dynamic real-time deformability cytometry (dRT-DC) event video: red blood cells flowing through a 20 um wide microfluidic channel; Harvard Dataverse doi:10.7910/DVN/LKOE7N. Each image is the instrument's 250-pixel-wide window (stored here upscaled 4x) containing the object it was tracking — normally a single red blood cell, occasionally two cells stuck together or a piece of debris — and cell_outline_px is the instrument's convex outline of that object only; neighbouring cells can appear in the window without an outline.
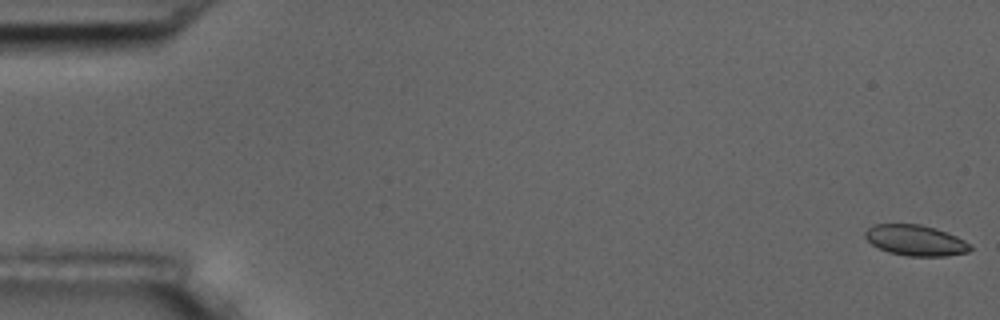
{"species": "common noctule bat (a hibernating species)", "species_latin": "Nyctalus noctula", "temperature_condition": "room temperature", "stored_images_in_passage": 5, "camera_frame_rate_fps": 3000, "um_per_image_px": 0.085, "animal": {"sex": "male", "body_mass_g": 17.5, "forearm_length_mm": 52.3}, "frame": {"image": 1, "passage_image": 1, "time_ms": 0.0, "image_size_px": [1000, 320], "cell_outline_px": [[972, 248], [968, 252], [944, 256], [908, 256], [888, 252], [872, 244], [864, 236], [864, 232], [872, 224], [920, 224], [936, 228], [956, 236], [964, 240]], "centroid_in_image_um": [77.8, 20.42], "position_along_channel_um": 7.2, "area_um2": 18.73}}